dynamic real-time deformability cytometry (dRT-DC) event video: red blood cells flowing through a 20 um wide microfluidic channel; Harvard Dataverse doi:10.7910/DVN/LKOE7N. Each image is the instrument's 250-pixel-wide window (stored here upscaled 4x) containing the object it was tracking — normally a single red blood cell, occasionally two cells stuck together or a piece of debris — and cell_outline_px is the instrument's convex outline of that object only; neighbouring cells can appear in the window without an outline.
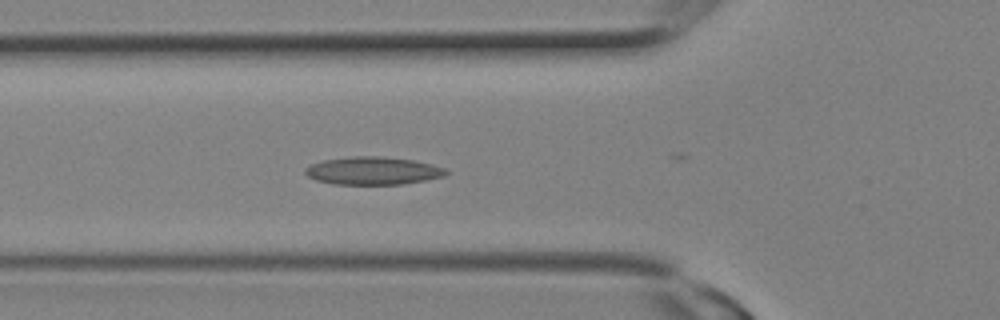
{"species": "Egyptian fruit bat (a non-hibernating species)", "species_latin": "Rousettus aegyptiacus", "temperature_condition": "room temperature", "stored_images_in_passage": 10, "camera_frame_rate_fps": 3000, "um_per_image_px": 0.085, "animal": {"sex": "female"}, "frame": {"image": 1, "passage_image": 10, "time_ms": 3.0, "image_size_px": [1000, 320], "cell_outline_px": [[448, 172], [444, 176], [404, 184], [332, 184], [316, 180], [308, 176], [304, 172], [304, 168], [312, 164], [324, 160], [352, 156], [376, 156], [412, 160], [432, 164], [444, 168]], "centroid_in_image_um": [31.67, 14.52], "position_along_channel_um": 94.1, "area_um2": 22.66}}